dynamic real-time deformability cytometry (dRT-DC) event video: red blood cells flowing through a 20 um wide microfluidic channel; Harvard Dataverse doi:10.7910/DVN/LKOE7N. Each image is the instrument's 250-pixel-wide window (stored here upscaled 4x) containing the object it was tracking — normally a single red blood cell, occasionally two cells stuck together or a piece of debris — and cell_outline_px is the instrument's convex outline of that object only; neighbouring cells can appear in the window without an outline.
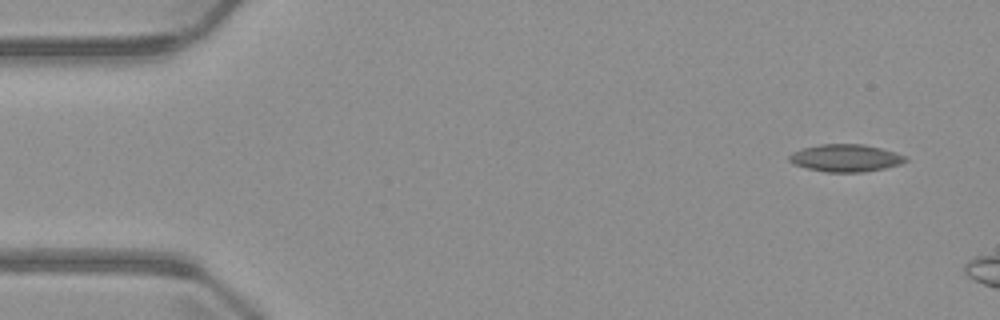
{"species": "common noctule bat (a hibernating species)", "species_latin": "Nyctalus noctula", "temperature_condition": "warm", "stored_images_in_passage": 3, "camera_frame_rate_fps": 3000, "um_per_image_px": 0.085, "animal": {"sex": "male", "body_mass_g": 23.1, "forearm_length_mm": 52.7}, "frame": {"image": 1, "passage_image": 1, "time_ms": 0.0, "image_size_px": [1000, 320], "cell_outline_px": [[908, 160], [900, 164], [884, 168], [860, 172], [828, 172], [808, 168], [796, 164], [788, 160], [788, 156], [792, 152], [804, 148], [820, 144], [860, 144], [880, 148], [896, 152], [904, 156]], "centroid_in_image_um": [71.87, 13.42], "position_along_channel_um": 13.1, "area_um2": 18.26}}